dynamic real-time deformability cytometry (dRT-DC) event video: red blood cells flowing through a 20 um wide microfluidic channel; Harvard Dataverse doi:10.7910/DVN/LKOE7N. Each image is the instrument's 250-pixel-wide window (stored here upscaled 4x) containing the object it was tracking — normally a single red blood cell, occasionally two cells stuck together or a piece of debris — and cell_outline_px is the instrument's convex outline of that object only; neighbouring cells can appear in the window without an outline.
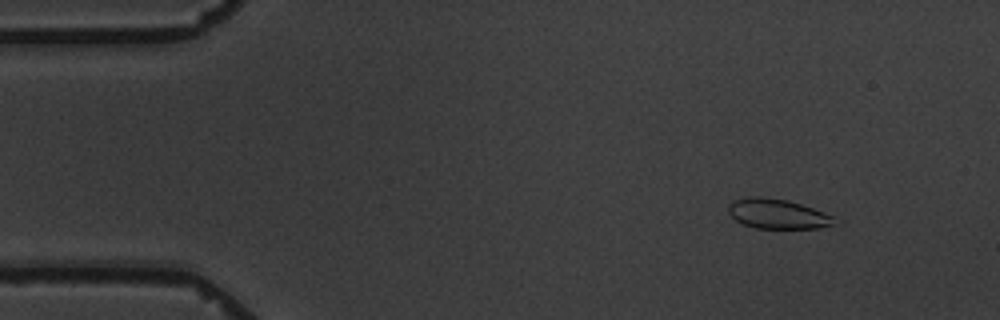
{"species": "common noctule bat (a hibernating species)", "species_latin": "Nyctalus noctula", "temperature_condition": "warm", "stored_images_in_passage": 4, "camera_frame_rate_fps": 3000, "um_per_image_px": 0.085, "animal": {"sex": "male", "body_mass_g": 19.5, "forearm_length_mm": 54.6}, "frame": {"image": 1, "passage_image": 2, "time_ms": 1.333, "image_size_px": [1000, 320], "cell_outline_px": [[832, 224], [816, 228], [756, 228], [744, 224], [736, 220], [728, 212], [728, 204], [732, 200], [752, 196], [756, 196], [788, 200], [812, 208], [832, 216]], "centroid_in_image_um": [65.99, 18.16], "position_along_channel_um": 19.0, "area_um2": 17.98}}